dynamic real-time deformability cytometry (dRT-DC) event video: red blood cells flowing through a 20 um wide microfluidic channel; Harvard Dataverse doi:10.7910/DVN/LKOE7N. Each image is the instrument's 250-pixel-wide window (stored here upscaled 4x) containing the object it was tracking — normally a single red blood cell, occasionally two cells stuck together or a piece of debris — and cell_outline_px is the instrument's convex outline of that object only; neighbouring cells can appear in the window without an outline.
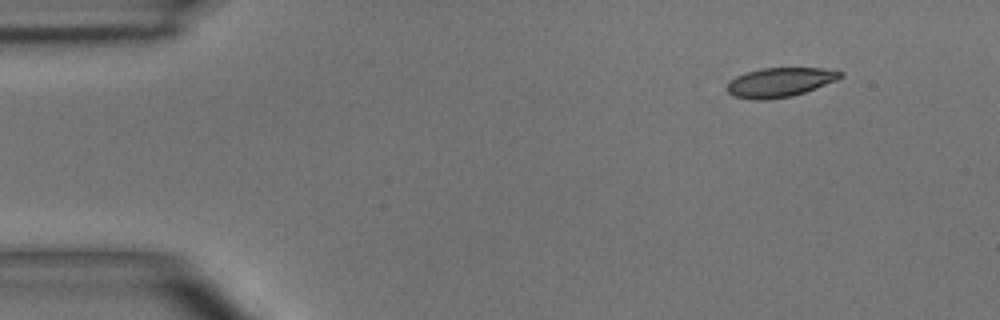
{"species": "common noctule bat (a hibernating species)", "species_latin": "Nyctalus noctula", "temperature_condition": "room temperature", "stored_images_in_passage": 5, "camera_frame_rate_fps": 3000, "um_per_image_px": 0.085, "animal": {"sex": "male", "body_mass_g": 15.6}, "frame": {"image": 1, "passage_image": 1, "time_ms": 0.0, "image_size_px": [1000, 320], "cell_outline_px": [[844, 76], [836, 80], [816, 88], [792, 96], [768, 100], [752, 100], [732, 96], [728, 92], [728, 80], [736, 76], [760, 68], [824, 68], [844, 72]], "centroid_in_image_um": [66.28, 7.0], "position_along_channel_um": 18.7, "area_um2": 19.48}}
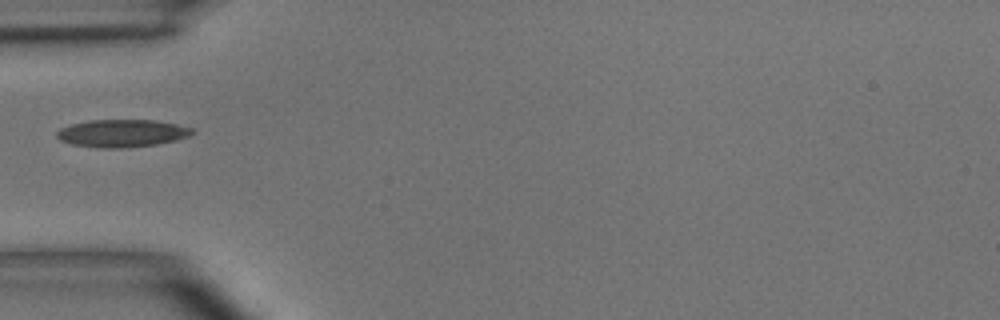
{"frame": {"image": 2, "passage_image": 4, "time_ms": 3.667, "image_size_px": [1000, 320], "cell_outline_px": [[196, 132], [188, 136], [176, 140], [156, 144], [124, 148], [96, 148], [72, 144], [60, 140], [56, 136], [56, 132], [60, 128], [72, 124], [88, 120], [156, 120], [176, 124], [192, 128]], "centroid_in_image_um": [10.36, 11.33], "position_along_channel_um": 74.6, "area_um2": 21.85}}
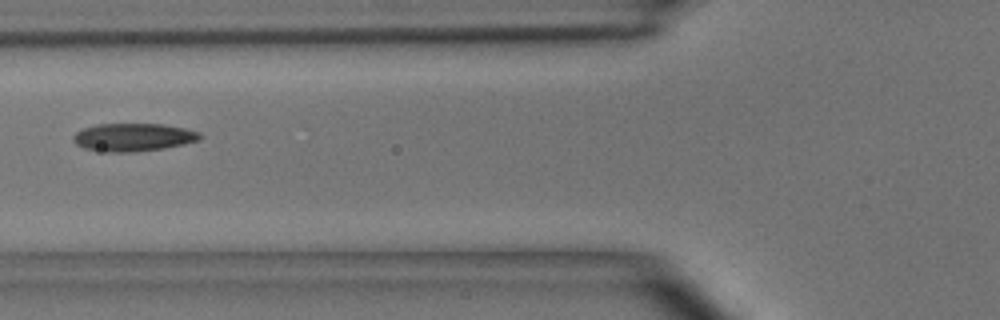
{"frame": {"image": 3, "passage_image": 5, "time_ms": 4.667, "image_size_px": [1000, 320], "cell_outline_px": [[204, 136], [200, 140], [184, 144], [164, 148], [136, 152], [108, 152], [84, 148], [76, 144], [72, 140], [72, 136], [76, 132], [84, 128], [96, 124], [164, 124], [184, 128], [200, 132]], "centroid_in_image_um": [11.35, 11.66], "position_along_channel_um": 114.5, "area_um2": 20.81}}